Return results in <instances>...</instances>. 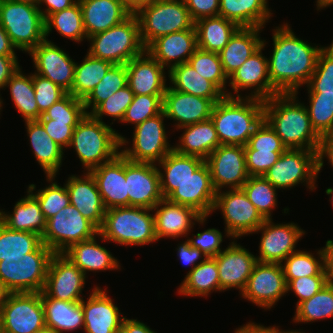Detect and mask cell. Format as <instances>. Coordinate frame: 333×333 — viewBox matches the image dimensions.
<instances>
[{
    "mask_svg": "<svg viewBox=\"0 0 333 333\" xmlns=\"http://www.w3.org/2000/svg\"><path fill=\"white\" fill-rule=\"evenodd\" d=\"M276 333H303V332H300V331H294V330H291V331H280V329H278V327H276ZM305 333V332H304Z\"/></svg>",
    "mask_w": 333,
    "mask_h": 333,
    "instance_id": "80",
    "label": "cell"
},
{
    "mask_svg": "<svg viewBox=\"0 0 333 333\" xmlns=\"http://www.w3.org/2000/svg\"><path fill=\"white\" fill-rule=\"evenodd\" d=\"M210 118L221 145L245 146L264 120V100L224 96L215 103Z\"/></svg>",
    "mask_w": 333,
    "mask_h": 333,
    "instance_id": "3",
    "label": "cell"
},
{
    "mask_svg": "<svg viewBox=\"0 0 333 333\" xmlns=\"http://www.w3.org/2000/svg\"><path fill=\"white\" fill-rule=\"evenodd\" d=\"M267 0H220L219 16L231 20L239 27H261L273 13Z\"/></svg>",
    "mask_w": 333,
    "mask_h": 333,
    "instance_id": "39",
    "label": "cell"
},
{
    "mask_svg": "<svg viewBox=\"0 0 333 333\" xmlns=\"http://www.w3.org/2000/svg\"><path fill=\"white\" fill-rule=\"evenodd\" d=\"M188 63L205 79L212 82L225 96L236 97L226 90L228 77L224 73L218 53L197 49ZM227 91V92H226Z\"/></svg>",
    "mask_w": 333,
    "mask_h": 333,
    "instance_id": "49",
    "label": "cell"
},
{
    "mask_svg": "<svg viewBox=\"0 0 333 333\" xmlns=\"http://www.w3.org/2000/svg\"><path fill=\"white\" fill-rule=\"evenodd\" d=\"M128 143L108 124L86 114L73 131L70 147H73L85 170H90L112 160L119 149Z\"/></svg>",
    "mask_w": 333,
    "mask_h": 333,
    "instance_id": "4",
    "label": "cell"
},
{
    "mask_svg": "<svg viewBox=\"0 0 333 333\" xmlns=\"http://www.w3.org/2000/svg\"><path fill=\"white\" fill-rule=\"evenodd\" d=\"M55 176H47V181L51 182L49 186L43 189H39L35 193V184L28 186V191L37 199L39 202L41 211L43 212L46 220L55 216L63 208L70 205V196L67 191L66 185L63 187L59 186L57 182H53Z\"/></svg>",
    "mask_w": 333,
    "mask_h": 333,
    "instance_id": "52",
    "label": "cell"
},
{
    "mask_svg": "<svg viewBox=\"0 0 333 333\" xmlns=\"http://www.w3.org/2000/svg\"><path fill=\"white\" fill-rule=\"evenodd\" d=\"M215 103L211 99L179 92L167 87L163 96L162 111L174 120L176 128L210 119Z\"/></svg>",
    "mask_w": 333,
    "mask_h": 333,
    "instance_id": "24",
    "label": "cell"
},
{
    "mask_svg": "<svg viewBox=\"0 0 333 333\" xmlns=\"http://www.w3.org/2000/svg\"><path fill=\"white\" fill-rule=\"evenodd\" d=\"M261 30V27H240L218 53L227 77L262 46Z\"/></svg>",
    "mask_w": 333,
    "mask_h": 333,
    "instance_id": "32",
    "label": "cell"
},
{
    "mask_svg": "<svg viewBox=\"0 0 333 333\" xmlns=\"http://www.w3.org/2000/svg\"><path fill=\"white\" fill-rule=\"evenodd\" d=\"M324 251L325 272L328 275L329 281L333 282V240H327Z\"/></svg>",
    "mask_w": 333,
    "mask_h": 333,
    "instance_id": "71",
    "label": "cell"
},
{
    "mask_svg": "<svg viewBox=\"0 0 333 333\" xmlns=\"http://www.w3.org/2000/svg\"><path fill=\"white\" fill-rule=\"evenodd\" d=\"M112 65L109 61L92 57L87 53L82 63L75 64L71 94L84 100Z\"/></svg>",
    "mask_w": 333,
    "mask_h": 333,
    "instance_id": "43",
    "label": "cell"
},
{
    "mask_svg": "<svg viewBox=\"0 0 333 333\" xmlns=\"http://www.w3.org/2000/svg\"><path fill=\"white\" fill-rule=\"evenodd\" d=\"M127 85L126 64H113L105 76L83 100L87 114H91L103 101ZM90 108V112L89 109ZM88 110V111H87Z\"/></svg>",
    "mask_w": 333,
    "mask_h": 333,
    "instance_id": "48",
    "label": "cell"
},
{
    "mask_svg": "<svg viewBox=\"0 0 333 333\" xmlns=\"http://www.w3.org/2000/svg\"><path fill=\"white\" fill-rule=\"evenodd\" d=\"M5 87H9L15 108L25 121L39 119V109L35 99L32 73L25 76L19 67L7 81Z\"/></svg>",
    "mask_w": 333,
    "mask_h": 333,
    "instance_id": "44",
    "label": "cell"
},
{
    "mask_svg": "<svg viewBox=\"0 0 333 333\" xmlns=\"http://www.w3.org/2000/svg\"><path fill=\"white\" fill-rule=\"evenodd\" d=\"M214 258L223 292L230 288H236L242 292L258 262L256 256L235 241Z\"/></svg>",
    "mask_w": 333,
    "mask_h": 333,
    "instance_id": "23",
    "label": "cell"
},
{
    "mask_svg": "<svg viewBox=\"0 0 333 333\" xmlns=\"http://www.w3.org/2000/svg\"><path fill=\"white\" fill-rule=\"evenodd\" d=\"M164 112L145 120L135 126L132 147L121 149L120 152L134 162L154 163L160 162L173 150L168 143L165 132Z\"/></svg>",
    "mask_w": 333,
    "mask_h": 333,
    "instance_id": "14",
    "label": "cell"
},
{
    "mask_svg": "<svg viewBox=\"0 0 333 333\" xmlns=\"http://www.w3.org/2000/svg\"><path fill=\"white\" fill-rule=\"evenodd\" d=\"M215 190L210 170L204 161L198 169L185 182L179 185L167 199L171 202L192 207L202 216L209 217L212 213L215 197Z\"/></svg>",
    "mask_w": 333,
    "mask_h": 333,
    "instance_id": "22",
    "label": "cell"
},
{
    "mask_svg": "<svg viewBox=\"0 0 333 333\" xmlns=\"http://www.w3.org/2000/svg\"><path fill=\"white\" fill-rule=\"evenodd\" d=\"M179 144L173 150L182 155L197 156L206 159L220 144L213 121L210 119L183 126Z\"/></svg>",
    "mask_w": 333,
    "mask_h": 333,
    "instance_id": "34",
    "label": "cell"
},
{
    "mask_svg": "<svg viewBox=\"0 0 333 333\" xmlns=\"http://www.w3.org/2000/svg\"><path fill=\"white\" fill-rule=\"evenodd\" d=\"M29 55L33 59L36 74L71 94L76 63L63 49L47 38L33 48Z\"/></svg>",
    "mask_w": 333,
    "mask_h": 333,
    "instance_id": "20",
    "label": "cell"
},
{
    "mask_svg": "<svg viewBox=\"0 0 333 333\" xmlns=\"http://www.w3.org/2000/svg\"><path fill=\"white\" fill-rule=\"evenodd\" d=\"M133 98L134 93L131 91L130 87L126 85L103 101L91 113V115L101 122H103V115L113 117L114 121L118 119L121 122L125 116L128 106L133 101Z\"/></svg>",
    "mask_w": 333,
    "mask_h": 333,
    "instance_id": "56",
    "label": "cell"
},
{
    "mask_svg": "<svg viewBox=\"0 0 333 333\" xmlns=\"http://www.w3.org/2000/svg\"><path fill=\"white\" fill-rule=\"evenodd\" d=\"M223 234L215 228H209L203 232H198L195 238L188 239L190 245L200 250L207 258H214L222 250L220 248L223 242Z\"/></svg>",
    "mask_w": 333,
    "mask_h": 333,
    "instance_id": "62",
    "label": "cell"
},
{
    "mask_svg": "<svg viewBox=\"0 0 333 333\" xmlns=\"http://www.w3.org/2000/svg\"><path fill=\"white\" fill-rule=\"evenodd\" d=\"M157 166L125 157L128 206L153 209L163 199Z\"/></svg>",
    "mask_w": 333,
    "mask_h": 333,
    "instance_id": "18",
    "label": "cell"
},
{
    "mask_svg": "<svg viewBox=\"0 0 333 333\" xmlns=\"http://www.w3.org/2000/svg\"><path fill=\"white\" fill-rule=\"evenodd\" d=\"M260 231L262 236L257 261L278 264H282L291 253L297 251L295 246L305 234L295 223L274 225L272 219H265L262 226L253 233Z\"/></svg>",
    "mask_w": 333,
    "mask_h": 333,
    "instance_id": "19",
    "label": "cell"
},
{
    "mask_svg": "<svg viewBox=\"0 0 333 333\" xmlns=\"http://www.w3.org/2000/svg\"><path fill=\"white\" fill-rule=\"evenodd\" d=\"M86 114L83 100L75 98L72 94L67 93L63 98L48 108L39 119L81 121Z\"/></svg>",
    "mask_w": 333,
    "mask_h": 333,
    "instance_id": "57",
    "label": "cell"
},
{
    "mask_svg": "<svg viewBox=\"0 0 333 333\" xmlns=\"http://www.w3.org/2000/svg\"><path fill=\"white\" fill-rule=\"evenodd\" d=\"M93 238L73 244L63 254L67 256L86 276L87 271L120 269L119 262L111 252Z\"/></svg>",
    "mask_w": 333,
    "mask_h": 333,
    "instance_id": "36",
    "label": "cell"
},
{
    "mask_svg": "<svg viewBox=\"0 0 333 333\" xmlns=\"http://www.w3.org/2000/svg\"><path fill=\"white\" fill-rule=\"evenodd\" d=\"M325 192H326L327 195H330V201H331V204L333 205V188L329 187V188L326 189Z\"/></svg>",
    "mask_w": 333,
    "mask_h": 333,
    "instance_id": "78",
    "label": "cell"
},
{
    "mask_svg": "<svg viewBox=\"0 0 333 333\" xmlns=\"http://www.w3.org/2000/svg\"><path fill=\"white\" fill-rule=\"evenodd\" d=\"M85 274L63 253H55L49 263L43 292L62 301H82Z\"/></svg>",
    "mask_w": 333,
    "mask_h": 333,
    "instance_id": "17",
    "label": "cell"
},
{
    "mask_svg": "<svg viewBox=\"0 0 333 333\" xmlns=\"http://www.w3.org/2000/svg\"><path fill=\"white\" fill-rule=\"evenodd\" d=\"M27 196L16 202L12 214L0 210V222L13 231H27L42 237L46 218L37 199L27 191Z\"/></svg>",
    "mask_w": 333,
    "mask_h": 333,
    "instance_id": "37",
    "label": "cell"
},
{
    "mask_svg": "<svg viewBox=\"0 0 333 333\" xmlns=\"http://www.w3.org/2000/svg\"><path fill=\"white\" fill-rule=\"evenodd\" d=\"M319 170V153L308 149H287L264 177L277 189H288L304 183L315 189Z\"/></svg>",
    "mask_w": 333,
    "mask_h": 333,
    "instance_id": "10",
    "label": "cell"
},
{
    "mask_svg": "<svg viewBox=\"0 0 333 333\" xmlns=\"http://www.w3.org/2000/svg\"><path fill=\"white\" fill-rule=\"evenodd\" d=\"M244 150H287L280 137L263 120L249 138Z\"/></svg>",
    "mask_w": 333,
    "mask_h": 333,
    "instance_id": "60",
    "label": "cell"
},
{
    "mask_svg": "<svg viewBox=\"0 0 333 333\" xmlns=\"http://www.w3.org/2000/svg\"><path fill=\"white\" fill-rule=\"evenodd\" d=\"M47 134L63 149L70 146L73 131L80 121L38 119Z\"/></svg>",
    "mask_w": 333,
    "mask_h": 333,
    "instance_id": "63",
    "label": "cell"
},
{
    "mask_svg": "<svg viewBox=\"0 0 333 333\" xmlns=\"http://www.w3.org/2000/svg\"><path fill=\"white\" fill-rule=\"evenodd\" d=\"M176 249L179 260H181L182 263L186 266H192V269H194L207 258L200 250L192 247L188 239L185 242L179 244L178 248ZM197 260L201 261L198 262Z\"/></svg>",
    "mask_w": 333,
    "mask_h": 333,
    "instance_id": "65",
    "label": "cell"
},
{
    "mask_svg": "<svg viewBox=\"0 0 333 333\" xmlns=\"http://www.w3.org/2000/svg\"><path fill=\"white\" fill-rule=\"evenodd\" d=\"M265 44V40H262V46L228 77L236 97H242L241 94H238L239 91L248 88L254 90L246 97L261 100H267L279 94L272 87L269 79L268 58L262 54Z\"/></svg>",
    "mask_w": 333,
    "mask_h": 333,
    "instance_id": "21",
    "label": "cell"
},
{
    "mask_svg": "<svg viewBox=\"0 0 333 333\" xmlns=\"http://www.w3.org/2000/svg\"><path fill=\"white\" fill-rule=\"evenodd\" d=\"M297 94H277L264 100V120L287 149L320 152L323 138L312 127L308 110Z\"/></svg>",
    "mask_w": 333,
    "mask_h": 333,
    "instance_id": "2",
    "label": "cell"
},
{
    "mask_svg": "<svg viewBox=\"0 0 333 333\" xmlns=\"http://www.w3.org/2000/svg\"><path fill=\"white\" fill-rule=\"evenodd\" d=\"M184 2L194 22L204 17L219 16L220 0H184Z\"/></svg>",
    "mask_w": 333,
    "mask_h": 333,
    "instance_id": "64",
    "label": "cell"
},
{
    "mask_svg": "<svg viewBox=\"0 0 333 333\" xmlns=\"http://www.w3.org/2000/svg\"><path fill=\"white\" fill-rule=\"evenodd\" d=\"M308 93L333 95V43L319 52L315 70L307 84Z\"/></svg>",
    "mask_w": 333,
    "mask_h": 333,
    "instance_id": "54",
    "label": "cell"
},
{
    "mask_svg": "<svg viewBox=\"0 0 333 333\" xmlns=\"http://www.w3.org/2000/svg\"><path fill=\"white\" fill-rule=\"evenodd\" d=\"M16 49L17 48L11 42L10 37L0 24V56H16Z\"/></svg>",
    "mask_w": 333,
    "mask_h": 333,
    "instance_id": "70",
    "label": "cell"
},
{
    "mask_svg": "<svg viewBox=\"0 0 333 333\" xmlns=\"http://www.w3.org/2000/svg\"><path fill=\"white\" fill-rule=\"evenodd\" d=\"M99 230L72 205L46 221L42 243L54 253H64L73 244L93 238Z\"/></svg>",
    "mask_w": 333,
    "mask_h": 333,
    "instance_id": "11",
    "label": "cell"
},
{
    "mask_svg": "<svg viewBox=\"0 0 333 333\" xmlns=\"http://www.w3.org/2000/svg\"><path fill=\"white\" fill-rule=\"evenodd\" d=\"M316 259L312 253L308 251L297 250L291 253L282 265L284 277L288 284L292 279H298L305 276H316L324 268V251L321 248Z\"/></svg>",
    "mask_w": 333,
    "mask_h": 333,
    "instance_id": "51",
    "label": "cell"
},
{
    "mask_svg": "<svg viewBox=\"0 0 333 333\" xmlns=\"http://www.w3.org/2000/svg\"><path fill=\"white\" fill-rule=\"evenodd\" d=\"M77 2L78 0H40L39 10L46 20L51 14L70 8ZM42 3L46 5L45 11L40 8Z\"/></svg>",
    "mask_w": 333,
    "mask_h": 333,
    "instance_id": "67",
    "label": "cell"
},
{
    "mask_svg": "<svg viewBox=\"0 0 333 333\" xmlns=\"http://www.w3.org/2000/svg\"><path fill=\"white\" fill-rule=\"evenodd\" d=\"M25 124L37 162L43 168L46 177H56L62 164L63 149L47 134L38 120L25 121Z\"/></svg>",
    "mask_w": 333,
    "mask_h": 333,
    "instance_id": "38",
    "label": "cell"
},
{
    "mask_svg": "<svg viewBox=\"0 0 333 333\" xmlns=\"http://www.w3.org/2000/svg\"><path fill=\"white\" fill-rule=\"evenodd\" d=\"M87 39L124 21L132 12L118 0H78Z\"/></svg>",
    "mask_w": 333,
    "mask_h": 333,
    "instance_id": "31",
    "label": "cell"
},
{
    "mask_svg": "<svg viewBox=\"0 0 333 333\" xmlns=\"http://www.w3.org/2000/svg\"><path fill=\"white\" fill-rule=\"evenodd\" d=\"M328 158L333 167V135L323 138L319 152V170L323 168L324 158Z\"/></svg>",
    "mask_w": 333,
    "mask_h": 333,
    "instance_id": "68",
    "label": "cell"
},
{
    "mask_svg": "<svg viewBox=\"0 0 333 333\" xmlns=\"http://www.w3.org/2000/svg\"><path fill=\"white\" fill-rule=\"evenodd\" d=\"M42 244L36 233L13 231L0 222V261L2 258L24 257L34 252Z\"/></svg>",
    "mask_w": 333,
    "mask_h": 333,
    "instance_id": "47",
    "label": "cell"
},
{
    "mask_svg": "<svg viewBox=\"0 0 333 333\" xmlns=\"http://www.w3.org/2000/svg\"><path fill=\"white\" fill-rule=\"evenodd\" d=\"M241 188L261 216L272 219L271 212L277 206V188L264 176H249Z\"/></svg>",
    "mask_w": 333,
    "mask_h": 333,
    "instance_id": "50",
    "label": "cell"
},
{
    "mask_svg": "<svg viewBox=\"0 0 333 333\" xmlns=\"http://www.w3.org/2000/svg\"><path fill=\"white\" fill-rule=\"evenodd\" d=\"M286 150H245L249 176H264Z\"/></svg>",
    "mask_w": 333,
    "mask_h": 333,
    "instance_id": "61",
    "label": "cell"
},
{
    "mask_svg": "<svg viewBox=\"0 0 333 333\" xmlns=\"http://www.w3.org/2000/svg\"><path fill=\"white\" fill-rule=\"evenodd\" d=\"M18 2L32 4L37 7L40 5V0H18Z\"/></svg>",
    "mask_w": 333,
    "mask_h": 333,
    "instance_id": "77",
    "label": "cell"
},
{
    "mask_svg": "<svg viewBox=\"0 0 333 333\" xmlns=\"http://www.w3.org/2000/svg\"><path fill=\"white\" fill-rule=\"evenodd\" d=\"M205 162L217 192L227 186L228 189H239L248 180L244 146L219 145Z\"/></svg>",
    "mask_w": 333,
    "mask_h": 333,
    "instance_id": "15",
    "label": "cell"
},
{
    "mask_svg": "<svg viewBox=\"0 0 333 333\" xmlns=\"http://www.w3.org/2000/svg\"><path fill=\"white\" fill-rule=\"evenodd\" d=\"M153 2V0H133V13L142 5Z\"/></svg>",
    "mask_w": 333,
    "mask_h": 333,
    "instance_id": "75",
    "label": "cell"
},
{
    "mask_svg": "<svg viewBox=\"0 0 333 333\" xmlns=\"http://www.w3.org/2000/svg\"><path fill=\"white\" fill-rule=\"evenodd\" d=\"M213 291H220V280L215 258H206L194 269H190L178 293L185 296H208Z\"/></svg>",
    "mask_w": 333,
    "mask_h": 333,
    "instance_id": "42",
    "label": "cell"
},
{
    "mask_svg": "<svg viewBox=\"0 0 333 333\" xmlns=\"http://www.w3.org/2000/svg\"><path fill=\"white\" fill-rule=\"evenodd\" d=\"M89 172L95 179L106 209L128 206L125 156L121 152Z\"/></svg>",
    "mask_w": 333,
    "mask_h": 333,
    "instance_id": "26",
    "label": "cell"
},
{
    "mask_svg": "<svg viewBox=\"0 0 333 333\" xmlns=\"http://www.w3.org/2000/svg\"><path fill=\"white\" fill-rule=\"evenodd\" d=\"M140 37L146 48L160 36L195 29L184 0H158L140 6L135 12Z\"/></svg>",
    "mask_w": 333,
    "mask_h": 333,
    "instance_id": "8",
    "label": "cell"
},
{
    "mask_svg": "<svg viewBox=\"0 0 333 333\" xmlns=\"http://www.w3.org/2000/svg\"><path fill=\"white\" fill-rule=\"evenodd\" d=\"M306 106L312 127L322 137L333 135V95L309 93Z\"/></svg>",
    "mask_w": 333,
    "mask_h": 333,
    "instance_id": "53",
    "label": "cell"
},
{
    "mask_svg": "<svg viewBox=\"0 0 333 333\" xmlns=\"http://www.w3.org/2000/svg\"><path fill=\"white\" fill-rule=\"evenodd\" d=\"M87 53L112 64H127L142 55L145 47L140 37V24L135 13L110 29L90 36Z\"/></svg>",
    "mask_w": 333,
    "mask_h": 333,
    "instance_id": "6",
    "label": "cell"
},
{
    "mask_svg": "<svg viewBox=\"0 0 333 333\" xmlns=\"http://www.w3.org/2000/svg\"><path fill=\"white\" fill-rule=\"evenodd\" d=\"M331 317H333V282L329 281L318 293L296 307L293 322L309 323Z\"/></svg>",
    "mask_w": 333,
    "mask_h": 333,
    "instance_id": "46",
    "label": "cell"
},
{
    "mask_svg": "<svg viewBox=\"0 0 333 333\" xmlns=\"http://www.w3.org/2000/svg\"><path fill=\"white\" fill-rule=\"evenodd\" d=\"M133 13V0H118Z\"/></svg>",
    "mask_w": 333,
    "mask_h": 333,
    "instance_id": "76",
    "label": "cell"
},
{
    "mask_svg": "<svg viewBox=\"0 0 333 333\" xmlns=\"http://www.w3.org/2000/svg\"><path fill=\"white\" fill-rule=\"evenodd\" d=\"M33 86L35 89V99L39 109L40 116L50 108L55 102L63 98L67 92L53 83L51 80L42 77L39 74H32Z\"/></svg>",
    "mask_w": 333,
    "mask_h": 333,
    "instance_id": "58",
    "label": "cell"
},
{
    "mask_svg": "<svg viewBox=\"0 0 333 333\" xmlns=\"http://www.w3.org/2000/svg\"><path fill=\"white\" fill-rule=\"evenodd\" d=\"M122 327L128 333H157L143 322H140L137 319H128L126 317L123 320Z\"/></svg>",
    "mask_w": 333,
    "mask_h": 333,
    "instance_id": "69",
    "label": "cell"
},
{
    "mask_svg": "<svg viewBox=\"0 0 333 333\" xmlns=\"http://www.w3.org/2000/svg\"><path fill=\"white\" fill-rule=\"evenodd\" d=\"M235 333H276V326L264 327L263 325L249 322L238 328Z\"/></svg>",
    "mask_w": 333,
    "mask_h": 333,
    "instance_id": "72",
    "label": "cell"
},
{
    "mask_svg": "<svg viewBox=\"0 0 333 333\" xmlns=\"http://www.w3.org/2000/svg\"><path fill=\"white\" fill-rule=\"evenodd\" d=\"M217 209L222 212L226 236L234 240L255 232L265 221L242 188L217 192L212 211Z\"/></svg>",
    "mask_w": 333,
    "mask_h": 333,
    "instance_id": "12",
    "label": "cell"
},
{
    "mask_svg": "<svg viewBox=\"0 0 333 333\" xmlns=\"http://www.w3.org/2000/svg\"><path fill=\"white\" fill-rule=\"evenodd\" d=\"M205 160L197 156L182 155L174 150L158 162L160 190L167 198L179 185L185 182ZM159 168L162 169L160 170Z\"/></svg>",
    "mask_w": 333,
    "mask_h": 333,
    "instance_id": "35",
    "label": "cell"
},
{
    "mask_svg": "<svg viewBox=\"0 0 333 333\" xmlns=\"http://www.w3.org/2000/svg\"><path fill=\"white\" fill-rule=\"evenodd\" d=\"M82 176L83 178L71 175L65 184L70 204L99 230L103 224L106 208L92 174L85 172Z\"/></svg>",
    "mask_w": 333,
    "mask_h": 333,
    "instance_id": "29",
    "label": "cell"
},
{
    "mask_svg": "<svg viewBox=\"0 0 333 333\" xmlns=\"http://www.w3.org/2000/svg\"><path fill=\"white\" fill-rule=\"evenodd\" d=\"M273 31L274 48L268 58L271 85L279 94H297L300 86L308 84L323 47L312 46L296 37L288 23Z\"/></svg>",
    "mask_w": 333,
    "mask_h": 333,
    "instance_id": "1",
    "label": "cell"
},
{
    "mask_svg": "<svg viewBox=\"0 0 333 333\" xmlns=\"http://www.w3.org/2000/svg\"><path fill=\"white\" fill-rule=\"evenodd\" d=\"M150 211L153 210L133 206L106 209L98 237L126 246L156 242L155 218Z\"/></svg>",
    "mask_w": 333,
    "mask_h": 333,
    "instance_id": "5",
    "label": "cell"
},
{
    "mask_svg": "<svg viewBox=\"0 0 333 333\" xmlns=\"http://www.w3.org/2000/svg\"><path fill=\"white\" fill-rule=\"evenodd\" d=\"M0 24L20 51L29 53L45 40L44 17L32 4L0 0Z\"/></svg>",
    "mask_w": 333,
    "mask_h": 333,
    "instance_id": "9",
    "label": "cell"
},
{
    "mask_svg": "<svg viewBox=\"0 0 333 333\" xmlns=\"http://www.w3.org/2000/svg\"><path fill=\"white\" fill-rule=\"evenodd\" d=\"M316 3L317 9L319 10L331 6L333 4V0H317Z\"/></svg>",
    "mask_w": 333,
    "mask_h": 333,
    "instance_id": "74",
    "label": "cell"
},
{
    "mask_svg": "<svg viewBox=\"0 0 333 333\" xmlns=\"http://www.w3.org/2000/svg\"><path fill=\"white\" fill-rule=\"evenodd\" d=\"M198 48L219 53L229 39L240 28L231 20L221 16L204 17L194 22Z\"/></svg>",
    "mask_w": 333,
    "mask_h": 333,
    "instance_id": "41",
    "label": "cell"
},
{
    "mask_svg": "<svg viewBox=\"0 0 333 333\" xmlns=\"http://www.w3.org/2000/svg\"><path fill=\"white\" fill-rule=\"evenodd\" d=\"M33 333H54L51 329L45 327L39 331L33 332Z\"/></svg>",
    "mask_w": 333,
    "mask_h": 333,
    "instance_id": "79",
    "label": "cell"
},
{
    "mask_svg": "<svg viewBox=\"0 0 333 333\" xmlns=\"http://www.w3.org/2000/svg\"><path fill=\"white\" fill-rule=\"evenodd\" d=\"M127 85L134 95H164L167 90L164 67L146 51L127 64Z\"/></svg>",
    "mask_w": 333,
    "mask_h": 333,
    "instance_id": "30",
    "label": "cell"
},
{
    "mask_svg": "<svg viewBox=\"0 0 333 333\" xmlns=\"http://www.w3.org/2000/svg\"><path fill=\"white\" fill-rule=\"evenodd\" d=\"M17 59V56H0V89L5 88L7 81L20 67ZM2 102L0 98V110L2 109Z\"/></svg>",
    "mask_w": 333,
    "mask_h": 333,
    "instance_id": "66",
    "label": "cell"
},
{
    "mask_svg": "<svg viewBox=\"0 0 333 333\" xmlns=\"http://www.w3.org/2000/svg\"><path fill=\"white\" fill-rule=\"evenodd\" d=\"M286 293L287 283L282 265L257 262L240 294L261 308L271 309Z\"/></svg>",
    "mask_w": 333,
    "mask_h": 333,
    "instance_id": "16",
    "label": "cell"
},
{
    "mask_svg": "<svg viewBox=\"0 0 333 333\" xmlns=\"http://www.w3.org/2000/svg\"><path fill=\"white\" fill-rule=\"evenodd\" d=\"M329 278L325 268L316 276H305L292 279L287 284V292L290 290L299 298L296 307L303 301L310 299L318 293L327 283Z\"/></svg>",
    "mask_w": 333,
    "mask_h": 333,
    "instance_id": "59",
    "label": "cell"
},
{
    "mask_svg": "<svg viewBox=\"0 0 333 333\" xmlns=\"http://www.w3.org/2000/svg\"><path fill=\"white\" fill-rule=\"evenodd\" d=\"M55 253L42 243L24 257L2 258L0 282L11 293L42 292L50 260Z\"/></svg>",
    "mask_w": 333,
    "mask_h": 333,
    "instance_id": "7",
    "label": "cell"
},
{
    "mask_svg": "<svg viewBox=\"0 0 333 333\" xmlns=\"http://www.w3.org/2000/svg\"><path fill=\"white\" fill-rule=\"evenodd\" d=\"M45 326L54 333H65L84 328L82 301H62L41 292Z\"/></svg>",
    "mask_w": 333,
    "mask_h": 333,
    "instance_id": "33",
    "label": "cell"
},
{
    "mask_svg": "<svg viewBox=\"0 0 333 333\" xmlns=\"http://www.w3.org/2000/svg\"><path fill=\"white\" fill-rule=\"evenodd\" d=\"M82 300L85 333H113L122 326L125 317L113 303L106 289L95 287L87 298Z\"/></svg>",
    "mask_w": 333,
    "mask_h": 333,
    "instance_id": "28",
    "label": "cell"
},
{
    "mask_svg": "<svg viewBox=\"0 0 333 333\" xmlns=\"http://www.w3.org/2000/svg\"><path fill=\"white\" fill-rule=\"evenodd\" d=\"M170 85L176 91L211 99L214 103L225 95L209 80L203 78L188 62L168 71Z\"/></svg>",
    "mask_w": 333,
    "mask_h": 333,
    "instance_id": "40",
    "label": "cell"
},
{
    "mask_svg": "<svg viewBox=\"0 0 333 333\" xmlns=\"http://www.w3.org/2000/svg\"><path fill=\"white\" fill-rule=\"evenodd\" d=\"M11 292L0 282V310Z\"/></svg>",
    "mask_w": 333,
    "mask_h": 333,
    "instance_id": "73",
    "label": "cell"
},
{
    "mask_svg": "<svg viewBox=\"0 0 333 333\" xmlns=\"http://www.w3.org/2000/svg\"><path fill=\"white\" fill-rule=\"evenodd\" d=\"M197 49L196 30L186 29L158 37L145 51L169 71L176 65L188 62Z\"/></svg>",
    "mask_w": 333,
    "mask_h": 333,
    "instance_id": "27",
    "label": "cell"
},
{
    "mask_svg": "<svg viewBox=\"0 0 333 333\" xmlns=\"http://www.w3.org/2000/svg\"><path fill=\"white\" fill-rule=\"evenodd\" d=\"M53 28L61 36L78 43L83 41V39H87L79 1L70 8L51 14L45 20V39H47Z\"/></svg>",
    "mask_w": 333,
    "mask_h": 333,
    "instance_id": "45",
    "label": "cell"
},
{
    "mask_svg": "<svg viewBox=\"0 0 333 333\" xmlns=\"http://www.w3.org/2000/svg\"><path fill=\"white\" fill-rule=\"evenodd\" d=\"M152 210L155 211V234L158 240L163 237H185L195 221L202 225L207 221V216H202L192 207L171 202L167 198H163Z\"/></svg>",
    "mask_w": 333,
    "mask_h": 333,
    "instance_id": "25",
    "label": "cell"
},
{
    "mask_svg": "<svg viewBox=\"0 0 333 333\" xmlns=\"http://www.w3.org/2000/svg\"><path fill=\"white\" fill-rule=\"evenodd\" d=\"M0 316L2 333H33L45 328L41 292L10 293Z\"/></svg>",
    "mask_w": 333,
    "mask_h": 333,
    "instance_id": "13",
    "label": "cell"
},
{
    "mask_svg": "<svg viewBox=\"0 0 333 333\" xmlns=\"http://www.w3.org/2000/svg\"><path fill=\"white\" fill-rule=\"evenodd\" d=\"M164 95H134L128 106L122 123H131L134 126L162 112Z\"/></svg>",
    "mask_w": 333,
    "mask_h": 333,
    "instance_id": "55",
    "label": "cell"
}]
</instances>
